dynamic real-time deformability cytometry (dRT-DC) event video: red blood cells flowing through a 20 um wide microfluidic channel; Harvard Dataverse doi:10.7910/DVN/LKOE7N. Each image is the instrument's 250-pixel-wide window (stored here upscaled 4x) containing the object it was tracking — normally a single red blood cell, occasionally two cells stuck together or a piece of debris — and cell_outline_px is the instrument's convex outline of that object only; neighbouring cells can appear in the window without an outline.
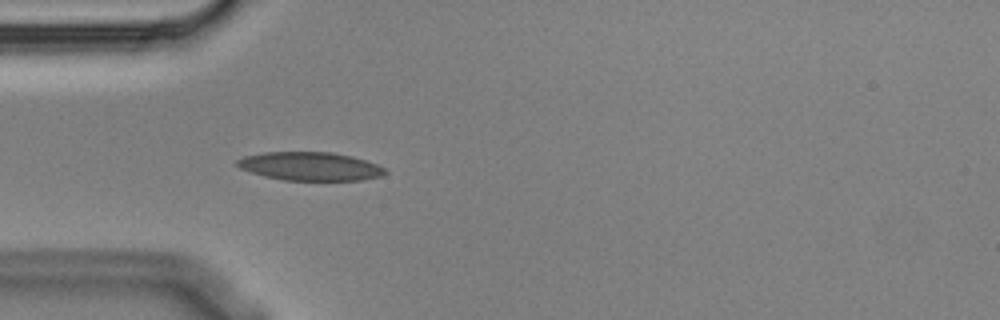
{"species": "Egyptian fruit bat (a non-hibernating species)", "species_latin": "Rousettus aegyptiacus", "temperature_condition": "cold", "stored_images_in_passage": 1, "camera_frame_rate_fps": 3000, "um_per_image_px": 0.085, "animal": {"sex": "male"}, "frame": {"image": 1, "passage_image": 1, "time_ms": 0.0, "image_size_px": [1000, 320], "cell_outline_px": [[388, 172], [380, 176], [360, 180], [284, 180], [264, 176], [240, 168], [236, 164], [236, 160], [244, 156], [264, 152], [332, 152], [352, 156], [376, 164], [384, 168]], "centroid_in_image_um": [26.34, 14.13], "position_along_channel_um": 58.7, "area_um2": 24.39}}